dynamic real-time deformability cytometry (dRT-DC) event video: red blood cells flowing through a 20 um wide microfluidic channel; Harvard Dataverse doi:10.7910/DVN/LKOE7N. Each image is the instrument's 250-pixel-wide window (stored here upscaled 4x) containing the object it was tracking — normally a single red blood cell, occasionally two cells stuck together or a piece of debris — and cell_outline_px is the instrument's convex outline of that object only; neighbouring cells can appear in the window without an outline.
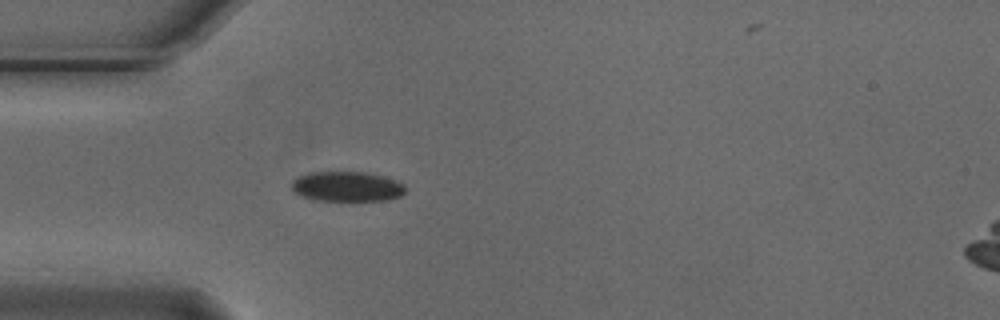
{"species": "Egyptian fruit bat (a non-hibernating species)", "species_latin": "Rousettus aegyptiacus", "temperature_condition": "cold", "stored_images_in_passage": 41, "camera_frame_rate_fps": 3000, "um_per_image_px": 0.085, "animal": {"sex": "male"}, "frame": {"image": 1, "passage_image": 1, "time_ms": 0.0, "image_size_px": [1000, 320], "cell_outline_px": [[404, 192], [400, 196], [388, 200], [312, 200], [300, 196], [292, 192], [292, 180], [296, 176], [308, 172], [364, 172], [380, 176], [404, 184]], "centroid_in_image_um": [29.39, 15.85], "position_along_channel_um": 55.6, "area_um2": 19.83}}
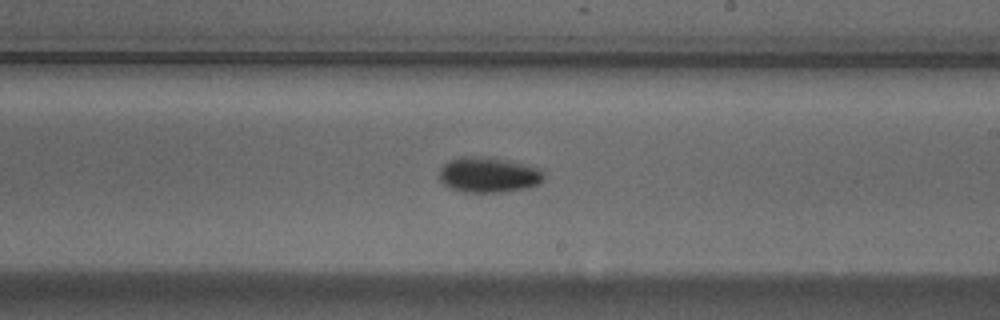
{"frame": {"image": 2, "passage_image": 17, "time_ms": 5.333, "image_size_px": [1000, 320], "cell_outline_px": [[544, 180], [528, 188], [504, 192], [464, 192], [452, 188], [444, 184], [440, 180], [440, 168], [448, 160], [460, 156], [484, 156], [508, 160], [528, 164], [540, 168], [544, 172]], "centroid_in_image_um": [41.55, 14.84], "position_along_channel_um": 247.4, "area_um2": 21.85}}
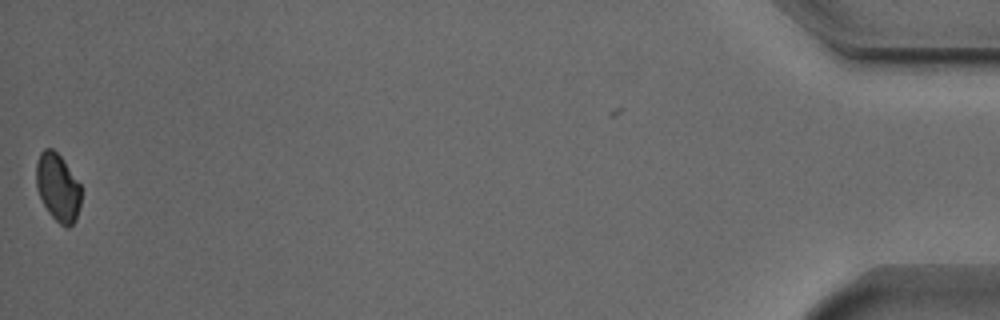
{"frame": {"image": 3, "passage_image": 40, "time_ms": 13.0, "image_size_px": [1000, 320], "cell_outline_px": [[80, 208], [76, 220], [68, 228], [64, 228], [48, 212], [36, 188], [36, 164], [40, 152], [44, 148], [52, 148], [60, 156], [80, 184]], "centroid_in_image_um": [4.91, 15.95], "position_along_channel_um": 430.3, "area_um2": 17.69}}